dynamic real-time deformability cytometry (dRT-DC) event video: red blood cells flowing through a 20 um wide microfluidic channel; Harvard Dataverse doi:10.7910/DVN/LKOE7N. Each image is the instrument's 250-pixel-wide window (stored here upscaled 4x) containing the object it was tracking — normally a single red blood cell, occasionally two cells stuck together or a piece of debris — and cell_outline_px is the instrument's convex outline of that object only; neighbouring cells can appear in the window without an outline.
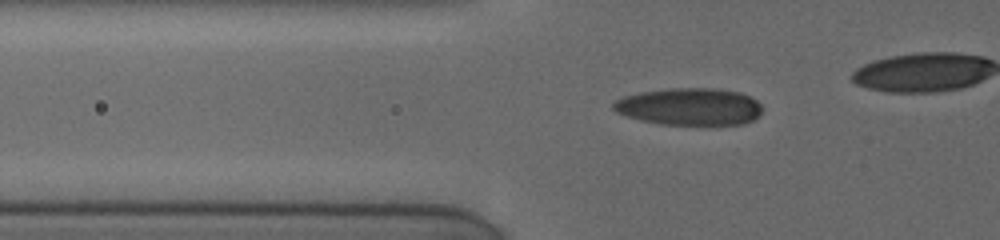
{"species": "human", "species_latin": "Homo sapiens", "temperature_condition": "cold", "stored_images_in_passage": 12, "camera_frame_rate_fps": 3000, "um_per_image_px": 0.085, "donor": {"sex": "female"}, "frame": {"image": 1, "passage_image": 9, "time_ms": 4.333, "image_size_px": [1000, 240], "cell_outline_px": [[760, 116], [744, 124], [660, 124], [640, 120], [616, 112], [612, 108], [612, 104], [616, 100], [624, 96], [644, 92], [672, 88], [712, 88], [740, 92], [756, 100], [760, 104]], "centroid_in_image_um": [58.61, 9.06], "position_along_channel_um": 67.2, "area_um2": 31.96}}